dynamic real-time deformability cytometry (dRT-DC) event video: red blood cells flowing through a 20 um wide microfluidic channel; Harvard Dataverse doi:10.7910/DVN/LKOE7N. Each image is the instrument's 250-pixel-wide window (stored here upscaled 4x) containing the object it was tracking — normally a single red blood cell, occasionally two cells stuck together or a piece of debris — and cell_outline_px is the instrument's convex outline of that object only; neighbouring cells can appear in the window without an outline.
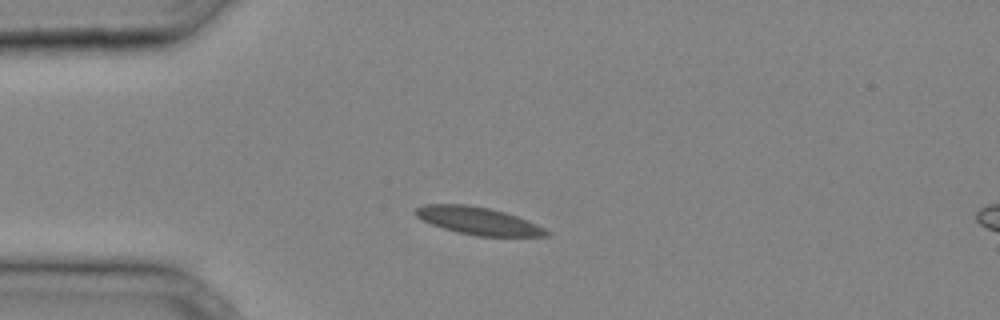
{"species": "common noctule bat (a hibernating species)", "species_latin": "Nyctalus noctula", "temperature_condition": "cold", "stored_images_in_passage": 28, "camera_frame_rate_fps": 3000, "um_per_image_px": 0.085, "animal": {"sex": "male", "body_mass_g": 20.4}, "frame": {"image": 1, "passage_image": 1, "time_ms": 0.0, "image_size_px": [1000, 320], "cell_outline_px": [[552, 232], [548, 236], [476, 236], [456, 232], [432, 224], [416, 216], [416, 208], [424, 204], [464, 204], [488, 208], [504, 212], [528, 220]], "centroid_in_image_um": [40.67, 18.77], "position_along_channel_um": 44.3, "area_um2": 20.81}}
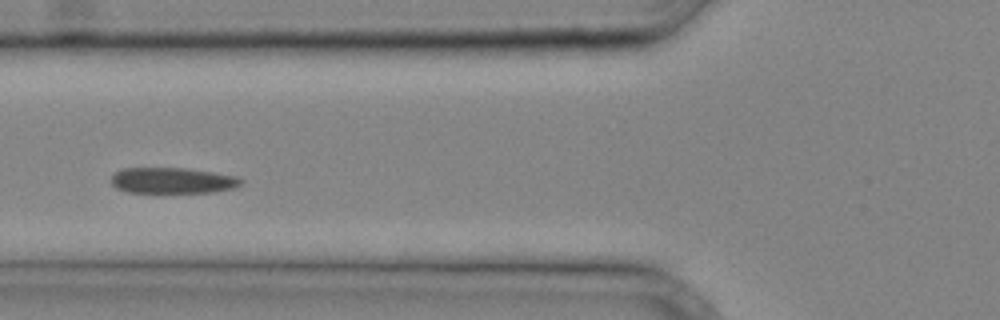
{"frame": {"image": 2, "passage_image": 6, "time_ms": 1.667, "image_size_px": [1000, 320], "cell_outline_px": [[244, 180], [236, 188], [212, 192], [128, 192], [116, 188], [112, 184], [112, 176], [116, 172], [124, 168], [184, 168], [212, 172], [236, 176]], "centroid_in_image_um": [14.68, 15.34], "position_along_channel_um": 111.1, "area_um2": 19.42}}
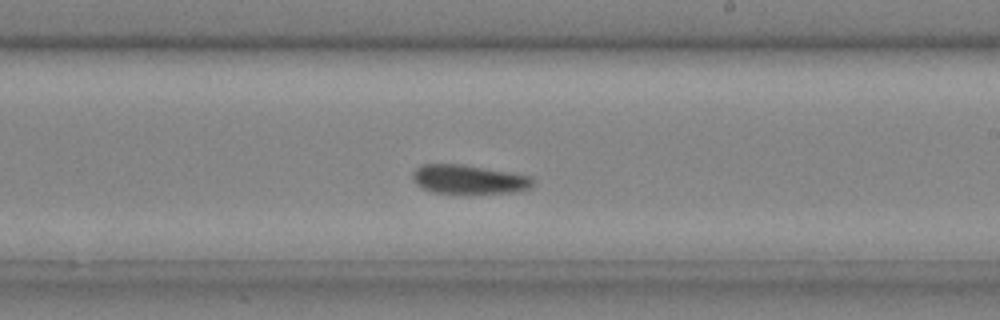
{"frame": {"image": 3, "passage_image": 14, "time_ms": 4.333, "image_size_px": [1000, 320], "cell_outline_px": [[532, 184], [528, 188], [516, 192], [432, 192], [424, 188], [412, 176], [412, 172], [420, 164], [464, 164], [532, 176]], "centroid_in_image_um": [39.85, 15.21], "position_along_channel_um": 249.2, "area_um2": 19.77}}